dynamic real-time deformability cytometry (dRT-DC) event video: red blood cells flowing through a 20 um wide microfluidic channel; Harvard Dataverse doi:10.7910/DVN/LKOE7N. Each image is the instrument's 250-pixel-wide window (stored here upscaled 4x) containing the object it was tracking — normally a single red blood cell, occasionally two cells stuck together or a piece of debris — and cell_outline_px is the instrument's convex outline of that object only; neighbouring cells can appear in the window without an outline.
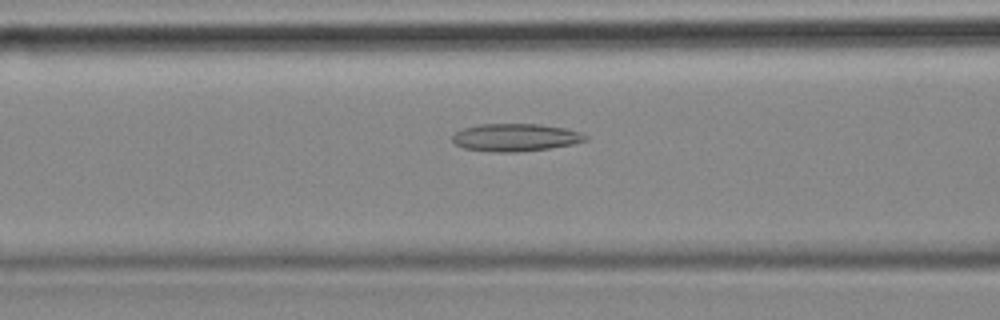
{"species": "common noctule bat (a hibernating species)", "species_latin": "Nyctalus noctula", "temperature_condition": "cold", "stored_images_in_passage": 57, "camera_frame_rate_fps": 3000, "um_per_image_px": 0.085, "animal": {"sex": "female", "body_mass_g": 18.4}, "frame": {"image": 1, "passage_image": 22, "time_ms": 7.0, "image_size_px": [1000, 320], "cell_outline_px": [[588, 140], [572, 144], [548, 148], [516, 152], [492, 152], [464, 148], [456, 144], [452, 140], [452, 136], [456, 132], [464, 128], [480, 124], [540, 124], [564, 128], [580, 132], [588, 136]], "centroid_in_image_um": [43.82, 11.68], "position_along_channel_um": 122.8, "area_um2": 21.33}}
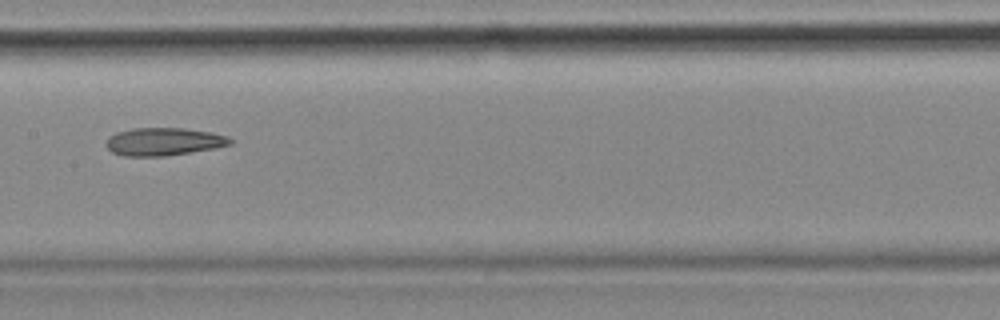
{"frame": {"image": 2, "passage_image": 28, "time_ms": 9.0, "image_size_px": [1000, 320], "cell_outline_px": [[232, 144], [216, 148], [164, 156], [124, 156], [112, 152], [108, 148], [108, 136], [116, 132], [132, 128], [184, 128], [208, 132], [228, 136], [232, 140]], "centroid_in_image_um": [13.92, 12.03], "position_along_channel_um": 193.5, "area_um2": 20.0}}
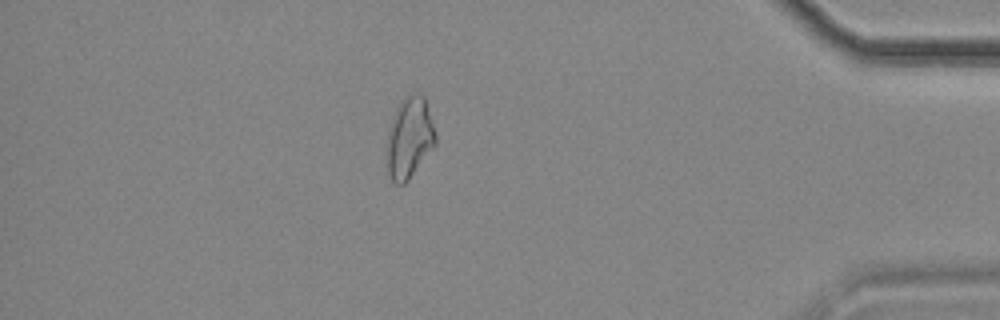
{"frame": {"image": 3, "passage_image": 49, "time_ms": 16.0, "image_size_px": [1000, 320], "cell_outline_px": [[436, 144], [408, 180], [404, 184], [396, 184], [388, 176], [388, 132], [392, 116], [396, 108], [412, 92], [420, 92], [424, 96], [436, 136]], "centroid_in_image_um": [34.81, 11.71], "position_along_channel_um": 400.4, "area_um2": 22.6}, "authors_computed_cell_mechanics": {"area_um2": 21.4438, "velocity_mm_per_s": 3.5462, "shape_relaxation_time_tau1_ms": null, "shape_relaxation_time_tau2_ms": 6.8871, "deformation_change_tau1": null, "deformation_change_tau2": 0.1761}}